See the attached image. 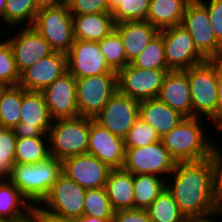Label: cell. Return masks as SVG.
I'll return each instance as SVG.
<instances>
[{
    "label": "cell",
    "mask_w": 222,
    "mask_h": 222,
    "mask_svg": "<svg viewBox=\"0 0 222 222\" xmlns=\"http://www.w3.org/2000/svg\"><path fill=\"white\" fill-rule=\"evenodd\" d=\"M171 182L169 179L171 178ZM166 189L187 220H205L222 215L214 203L210 159L176 163Z\"/></svg>",
    "instance_id": "1"
},
{
    "label": "cell",
    "mask_w": 222,
    "mask_h": 222,
    "mask_svg": "<svg viewBox=\"0 0 222 222\" xmlns=\"http://www.w3.org/2000/svg\"><path fill=\"white\" fill-rule=\"evenodd\" d=\"M202 118L185 117L169 133L161 137L162 144L176 162H194L209 158L215 143L207 137Z\"/></svg>",
    "instance_id": "2"
},
{
    "label": "cell",
    "mask_w": 222,
    "mask_h": 222,
    "mask_svg": "<svg viewBox=\"0 0 222 222\" xmlns=\"http://www.w3.org/2000/svg\"><path fill=\"white\" fill-rule=\"evenodd\" d=\"M63 174V163L53 156L38 163H15L9 180L33 207L48 195L56 180Z\"/></svg>",
    "instance_id": "3"
},
{
    "label": "cell",
    "mask_w": 222,
    "mask_h": 222,
    "mask_svg": "<svg viewBox=\"0 0 222 222\" xmlns=\"http://www.w3.org/2000/svg\"><path fill=\"white\" fill-rule=\"evenodd\" d=\"M90 118H60L48 130L50 155L60 161L85 154L89 146Z\"/></svg>",
    "instance_id": "4"
},
{
    "label": "cell",
    "mask_w": 222,
    "mask_h": 222,
    "mask_svg": "<svg viewBox=\"0 0 222 222\" xmlns=\"http://www.w3.org/2000/svg\"><path fill=\"white\" fill-rule=\"evenodd\" d=\"M184 71L188 76L193 117L205 116L210 121L217 107L218 60H207Z\"/></svg>",
    "instance_id": "5"
},
{
    "label": "cell",
    "mask_w": 222,
    "mask_h": 222,
    "mask_svg": "<svg viewBox=\"0 0 222 222\" xmlns=\"http://www.w3.org/2000/svg\"><path fill=\"white\" fill-rule=\"evenodd\" d=\"M54 52L67 54L74 43L72 14L67 4L42 7L31 26Z\"/></svg>",
    "instance_id": "6"
},
{
    "label": "cell",
    "mask_w": 222,
    "mask_h": 222,
    "mask_svg": "<svg viewBox=\"0 0 222 222\" xmlns=\"http://www.w3.org/2000/svg\"><path fill=\"white\" fill-rule=\"evenodd\" d=\"M85 194L86 189L62 174L33 212L80 218L84 213Z\"/></svg>",
    "instance_id": "7"
},
{
    "label": "cell",
    "mask_w": 222,
    "mask_h": 222,
    "mask_svg": "<svg viewBox=\"0 0 222 222\" xmlns=\"http://www.w3.org/2000/svg\"><path fill=\"white\" fill-rule=\"evenodd\" d=\"M79 116L94 118L118 91L117 73L75 78Z\"/></svg>",
    "instance_id": "8"
},
{
    "label": "cell",
    "mask_w": 222,
    "mask_h": 222,
    "mask_svg": "<svg viewBox=\"0 0 222 222\" xmlns=\"http://www.w3.org/2000/svg\"><path fill=\"white\" fill-rule=\"evenodd\" d=\"M181 25L190 33L196 48L207 60L222 59V46L216 41L206 7L199 0L188 2Z\"/></svg>",
    "instance_id": "9"
},
{
    "label": "cell",
    "mask_w": 222,
    "mask_h": 222,
    "mask_svg": "<svg viewBox=\"0 0 222 222\" xmlns=\"http://www.w3.org/2000/svg\"><path fill=\"white\" fill-rule=\"evenodd\" d=\"M159 34L163 38L169 70H187L207 61L196 48L190 33L181 24L160 30Z\"/></svg>",
    "instance_id": "10"
},
{
    "label": "cell",
    "mask_w": 222,
    "mask_h": 222,
    "mask_svg": "<svg viewBox=\"0 0 222 222\" xmlns=\"http://www.w3.org/2000/svg\"><path fill=\"white\" fill-rule=\"evenodd\" d=\"M123 169L133 175L154 174L169 177L176 162L171 158L161 140L147 146L125 149Z\"/></svg>",
    "instance_id": "11"
},
{
    "label": "cell",
    "mask_w": 222,
    "mask_h": 222,
    "mask_svg": "<svg viewBox=\"0 0 222 222\" xmlns=\"http://www.w3.org/2000/svg\"><path fill=\"white\" fill-rule=\"evenodd\" d=\"M168 71L137 68L129 63L117 73L118 91L139 101L157 98Z\"/></svg>",
    "instance_id": "12"
},
{
    "label": "cell",
    "mask_w": 222,
    "mask_h": 222,
    "mask_svg": "<svg viewBox=\"0 0 222 222\" xmlns=\"http://www.w3.org/2000/svg\"><path fill=\"white\" fill-rule=\"evenodd\" d=\"M52 122L42 92L26 91L22 87L20 123L13 128L16 137L48 136Z\"/></svg>",
    "instance_id": "13"
},
{
    "label": "cell",
    "mask_w": 222,
    "mask_h": 222,
    "mask_svg": "<svg viewBox=\"0 0 222 222\" xmlns=\"http://www.w3.org/2000/svg\"><path fill=\"white\" fill-rule=\"evenodd\" d=\"M139 103V100L117 91L93 120L114 135L124 138L139 118Z\"/></svg>",
    "instance_id": "14"
},
{
    "label": "cell",
    "mask_w": 222,
    "mask_h": 222,
    "mask_svg": "<svg viewBox=\"0 0 222 222\" xmlns=\"http://www.w3.org/2000/svg\"><path fill=\"white\" fill-rule=\"evenodd\" d=\"M11 37L8 32L7 40L12 49L16 68L21 75L26 69L37 63L40 59L49 56L54 51L49 43L31 26L19 27Z\"/></svg>",
    "instance_id": "15"
},
{
    "label": "cell",
    "mask_w": 222,
    "mask_h": 222,
    "mask_svg": "<svg viewBox=\"0 0 222 222\" xmlns=\"http://www.w3.org/2000/svg\"><path fill=\"white\" fill-rule=\"evenodd\" d=\"M66 55L67 71L74 78L117 73L107 65L98 42L74 40Z\"/></svg>",
    "instance_id": "16"
},
{
    "label": "cell",
    "mask_w": 222,
    "mask_h": 222,
    "mask_svg": "<svg viewBox=\"0 0 222 222\" xmlns=\"http://www.w3.org/2000/svg\"><path fill=\"white\" fill-rule=\"evenodd\" d=\"M63 174L84 189L105 187L111 168L89 153L66 158L62 161Z\"/></svg>",
    "instance_id": "17"
},
{
    "label": "cell",
    "mask_w": 222,
    "mask_h": 222,
    "mask_svg": "<svg viewBox=\"0 0 222 222\" xmlns=\"http://www.w3.org/2000/svg\"><path fill=\"white\" fill-rule=\"evenodd\" d=\"M111 169H122L125 162L123 138L114 135L90 118L88 152Z\"/></svg>",
    "instance_id": "18"
},
{
    "label": "cell",
    "mask_w": 222,
    "mask_h": 222,
    "mask_svg": "<svg viewBox=\"0 0 222 222\" xmlns=\"http://www.w3.org/2000/svg\"><path fill=\"white\" fill-rule=\"evenodd\" d=\"M42 94L53 120L79 116L76 81L68 71L46 87Z\"/></svg>",
    "instance_id": "19"
},
{
    "label": "cell",
    "mask_w": 222,
    "mask_h": 222,
    "mask_svg": "<svg viewBox=\"0 0 222 222\" xmlns=\"http://www.w3.org/2000/svg\"><path fill=\"white\" fill-rule=\"evenodd\" d=\"M67 72V55L53 52L26 69L20 75L19 86L26 91L42 92Z\"/></svg>",
    "instance_id": "20"
},
{
    "label": "cell",
    "mask_w": 222,
    "mask_h": 222,
    "mask_svg": "<svg viewBox=\"0 0 222 222\" xmlns=\"http://www.w3.org/2000/svg\"><path fill=\"white\" fill-rule=\"evenodd\" d=\"M157 98L184 117H193L188 76L184 70L168 71Z\"/></svg>",
    "instance_id": "21"
},
{
    "label": "cell",
    "mask_w": 222,
    "mask_h": 222,
    "mask_svg": "<svg viewBox=\"0 0 222 222\" xmlns=\"http://www.w3.org/2000/svg\"><path fill=\"white\" fill-rule=\"evenodd\" d=\"M114 29L122 39L128 63L134 61L159 34V30L146 20L120 22Z\"/></svg>",
    "instance_id": "22"
},
{
    "label": "cell",
    "mask_w": 222,
    "mask_h": 222,
    "mask_svg": "<svg viewBox=\"0 0 222 222\" xmlns=\"http://www.w3.org/2000/svg\"><path fill=\"white\" fill-rule=\"evenodd\" d=\"M139 118L151 125L162 137L176 127L185 117L158 98H151L140 101Z\"/></svg>",
    "instance_id": "23"
},
{
    "label": "cell",
    "mask_w": 222,
    "mask_h": 222,
    "mask_svg": "<svg viewBox=\"0 0 222 222\" xmlns=\"http://www.w3.org/2000/svg\"><path fill=\"white\" fill-rule=\"evenodd\" d=\"M75 40L98 42L115 28L112 13L72 16Z\"/></svg>",
    "instance_id": "24"
},
{
    "label": "cell",
    "mask_w": 222,
    "mask_h": 222,
    "mask_svg": "<svg viewBox=\"0 0 222 222\" xmlns=\"http://www.w3.org/2000/svg\"><path fill=\"white\" fill-rule=\"evenodd\" d=\"M134 175L122 169H112L105 189L112 209H134Z\"/></svg>",
    "instance_id": "25"
},
{
    "label": "cell",
    "mask_w": 222,
    "mask_h": 222,
    "mask_svg": "<svg viewBox=\"0 0 222 222\" xmlns=\"http://www.w3.org/2000/svg\"><path fill=\"white\" fill-rule=\"evenodd\" d=\"M33 211L34 207L10 180H0V218L17 222Z\"/></svg>",
    "instance_id": "26"
},
{
    "label": "cell",
    "mask_w": 222,
    "mask_h": 222,
    "mask_svg": "<svg viewBox=\"0 0 222 222\" xmlns=\"http://www.w3.org/2000/svg\"><path fill=\"white\" fill-rule=\"evenodd\" d=\"M190 0H150L147 19L159 31L182 23Z\"/></svg>",
    "instance_id": "27"
},
{
    "label": "cell",
    "mask_w": 222,
    "mask_h": 222,
    "mask_svg": "<svg viewBox=\"0 0 222 222\" xmlns=\"http://www.w3.org/2000/svg\"><path fill=\"white\" fill-rule=\"evenodd\" d=\"M164 179L154 174L134 175V208L147 209L166 188Z\"/></svg>",
    "instance_id": "28"
},
{
    "label": "cell",
    "mask_w": 222,
    "mask_h": 222,
    "mask_svg": "<svg viewBox=\"0 0 222 222\" xmlns=\"http://www.w3.org/2000/svg\"><path fill=\"white\" fill-rule=\"evenodd\" d=\"M48 136L17 138L15 163H38L50 157Z\"/></svg>",
    "instance_id": "29"
},
{
    "label": "cell",
    "mask_w": 222,
    "mask_h": 222,
    "mask_svg": "<svg viewBox=\"0 0 222 222\" xmlns=\"http://www.w3.org/2000/svg\"><path fill=\"white\" fill-rule=\"evenodd\" d=\"M152 222H187L171 193L164 188L146 209Z\"/></svg>",
    "instance_id": "30"
},
{
    "label": "cell",
    "mask_w": 222,
    "mask_h": 222,
    "mask_svg": "<svg viewBox=\"0 0 222 222\" xmlns=\"http://www.w3.org/2000/svg\"><path fill=\"white\" fill-rule=\"evenodd\" d=\"M22 87L10 86L0 98V127L13 129L20 123Z\"/></svg>",
    "instance_id": "31"
},
{
    "label": "cell",
    "mask_w": 222,
    "mask_h": 222,
    "mask_svg": "<svg viewBox=\"0 0 222 222\" xmlns=\"http://www.w3.org/2000/svg\"><path fill=\"white\" fill-rule=\"evenodd\" d=\"M40 9L35 0H7L5 4V25H8L9 28L11 26L20 27V25L23 27L32 26Z\"/></svg>",
    "instance_id": "32"
},
{
    "label": "cell",
    "mask_w": 222,
    "mask_h": 222,
    "mask_svg": "<svg viewBox=\"0 0 222 222\" xmlns=\"http://www.w3.org/2000/svg\"><path fill=\"white\" fill-rule=\"evenodd\" d=\"M100 50L107 65L115 72H119L127 64L126 53L119 33L114 29L102 40L98 41Z\"/></svg>",
    "instance_id": "33"
},
{
    "label": "cell",
    "mask_w": 222,
    "mask_h": 222,
    "mask_svg": "<svg viewBox=\"0 0 222 222\" xmlns=\"http://www.w3.org/2000/svg\"><path fill=\"white\" fill-rule=\"evenodd\" d=\"M137 68L169 70L166 64L165 48L163 38L158 34L142 51V53L131 62Z\"/></svg>",
    "instance_id": "34"
},
{
    "label": "cell",
    "mask_w": 222,
    "mask_h": 222,
    "mask_svg": "<svg viewBox=\"0 0 222 222\" xmlns=\"http://www.w3.org/2000/svg\"><path fill=\"white\" fill-rule=\"evenodd\" d=\"M83 215L100 219H113L114 210L112 209L105 187L86 189Z\"/></svg>",
    "instance_id": "35"
},
{
    "label": "cell",
    "mask_w": 222,
    "mask_h": 222,
    "mask_svg": "<svg viewBox=\"0 0 222 222\" xmlns=\"http://www.w3.org/2000/svg\"><path fill=\"white\" fill-rule=\"evenodd\" d=\"M16 143L13 129L0 127V180H9L15 164Z\"/></svg>",
    "instance_id": "36"
},
{
    "label": "cell",
    "mask_w": 222,
    "mask_h": 222,
    "mask_svg": "<svg viewBox=\"0 0 222 222\" xmlns=\"http://www.w3.org/2000/svg\"><path fill=\"white\" fill-rule=\"evenodd\" d=\"M150 0H123L113 10L115 24L127 21H145Z\"/></svg>",
    "instance_id": "37"
},
{
    "label": "cell",
    "mask_w": 222,
    "mask_h": 222,
    "mask_svg": "<svg viewBox=\"0 0 222 222\" xmlns=\"http://www.w3.org/2000/svg\"><path fill=\"white\" fill-rule=\"evenodd\" d=\"M123 140L125 149H133L160 141L161 137L151 125L138 118Z\"/></svg>",
    "instance_id": "38"
},
{
    "label": "cell",
    "mask_w": 222,
    "mask_h": 222,
    "mask_svg": "<svg viewBox=\"0 0 222 222\" xmlns=\"http://www.w3.org/2000/svg\"><path fill=\"white\" fill-rule=\"evenodd\" d=\"M3 41L0 40V80L10 86H17L20 82V74L16 68L14 55L8 40Z\"/></svg>",
    "instance_id": "39"
},
{
    "label": "cell",
    "mask_w": 222,
    "mask_h": 222,
    "mask_svg": "<svg viewBox=\"0 0 222 222\" xmlns=\"http://www.w3.org/2000/svg\"><path fill=\"white\" fill-rule=\"evenodd\" d=\"M218 144L209 156L212 168V184L214 203L222 212V149Z\"/></svg>",
    "instance_id": "40"
},
{
    "label": "cell",
    "mask_w": 222,
    "mask_h": 222,
    "mask_svg": "<svg viewBox=\"0 0 222 222\" xmlns=\"http://www.w3.org/2000/svg\"><path fill=\"white\" fill-rule=\"evenodd\" d=\"M72 16L93 13H112L107 0H67Z\"/></svg>",
    "instance_id": "41"
},
{
    "label": "cell",
    "mask_w": 222,
    "mask_h": 222,
    "mask_svg": "<svg viewBox=\"0 0 222 222\" xmlns=\"http://www.w3.org/2000/svg\"><path fill=\"white\" fill-rule=\"evenodd\" d=\"M199 1L206 7L214 37L222 46V0Z\"/></svg>",
    "instance_id": "42"
},
{
    "label": "cell",
    "mask_w": 222,
    "mask_h": 222,
    "mask_svg": "<svg viewBox=\"0 0 222 222\" xmlns=\"http://www.w3.org/2000/svg\"><path fill=\"white\" fill-rule=\"evenodd\" d=\"M112 222H152L146 209H125L114 211Z\"/></svg>",
    "instance_id": "43"
},
{
    "label": "cell",
    "mask_w": 222,
    "mask_h": 222,
    "mask_svg": "<svg viewBox=\"0 0 222 222\" xmlns=\"http://www.w3.org/2000/svg\"><path fill=\"white\" fill-rule=\"evenodd\" d=\"M217 107L215 115L210 119L218 132L222 130V59L218 60Z\"/></svg>",
    "instance_id": "44"
},
{
    "label": "cell",
    "mask_w": 222,
    "mask_h": 222,
    "mask_svg": "<svg viewBox=\"0 0 222 222\" xmlns=\"http://www.w3.org/2000/svg\"><path fill=\"white\" fill-rule=\"evenodd\" d=\"M40 222H79L78 218L64 217L52 213H35Z\"/></svg>",
    "instance_id": "45"
},
{
    "label": "cell",
    "mask_w": 222,
    "mask_h": 222,
    "mask_svg": "<svg viewBox=\"0 0 222 222\" xmlns=\"http://www.w3.org/2000/svg\"><path fill=\"white\" fill-rule=\"evenodd\" d=\"M35 1L40 8L60 6L67 3V0H35Z\"/></svg>",
    "instance_id": "46"
},
{
    "label": "cell",
    "mask_w": 222,
    "mask_h": 222,
    "mask_svg": "<svg viewBox=\"0 0 222 222\" xmlns=\"http://www.w3.org/2000/svg\"><path fill=\"white\" fill-rule=\"evenodd\" d=\"M79 222H112L113 219H100L97 217H91L88 215H83L82 217L78 218Z\"/></svg>",
    "instance_id": "47"
},
{
    "label": "cell",
    "mask_w": 222,
    "mask_h": 222,
    "mask_svg": "<svg viewBox=\"0 0 222 222\" xmlns=\"http://www.w3.org/2000/svg\"><path fill=\"white\" fill-rule=\"evenodd\" d=\"M7 0H0V20L5 24V4Z\"/></svg>",
    "instance_id": "48"
},
{
    "label": "cell",
    "mask_w": 222,
    "mask_h": 222,
    "mask_svg": "<svg viewBox=\"0 0 222 222\" xmlns=\"http://www.w3.org/2000/svg\"><path fill=\"white\" fill-rule=\"evenodd\" d=\"M17 222H40L39 218L37 217V215L33 212L32 214H30L27 218L22 219L20 221Z\"/></svg>",
    "instance_id": "49"
},
{
    "label": "cell",
    "mask_w": 222,
    "mask_h": 222,
    "mask_svg": "<svg viewBox=\"0 0 222 222\" xmlns=\"http://www.w3.org/2000/svg\"><path fill=\"white\" fill-rule=\"evenodd\" d=\"M10 87V85L6 84L5 82L0 80V98L6 92V90Z\"/></svg>",
    "instance_id": "50"
},
{
    "label": "cell",
    "mask_w": 222,
    "mask_h": 222,
    "mask_svg": "<svg viewBox=\"0 0 222 222\" xmlns=\"http://www.w3.org/2000/svg\"><path fill=\"white\" fill-rule=\"evenodd\" d=\"M108 6L113 10L123 0H107Z\"/></svg>",
    "instance_id": "51"
},
{
    "label": "cell",
    "mask_w": 222,
    "mask_h": 222,
    "mask_svg": "<svg viewBox=\"0 0 222 222\" xmlns=\"http://www.w3.org/2000/svg\"><path fill=\"white\" fill-rule=\"evenodd\" d=\"M187 222H218V221L210 218V219H205V220H188Z\"/></svg>",
    "instance_id": "52"
},
{
    "label": "cell",
    "mask_w": 222,
    "mask_h": 222,
    "mask_svg": "<svg viewBox=\"0 0 222 222\" xmlns=\"http://www.w3.org/2000/svg\"><path fill=\"white\" fill-rule=\"evenodd\" d=\"M0 222H15L7 218H0Z\"/></svg>",
    "instance_id": "53"
}]
</instances>
